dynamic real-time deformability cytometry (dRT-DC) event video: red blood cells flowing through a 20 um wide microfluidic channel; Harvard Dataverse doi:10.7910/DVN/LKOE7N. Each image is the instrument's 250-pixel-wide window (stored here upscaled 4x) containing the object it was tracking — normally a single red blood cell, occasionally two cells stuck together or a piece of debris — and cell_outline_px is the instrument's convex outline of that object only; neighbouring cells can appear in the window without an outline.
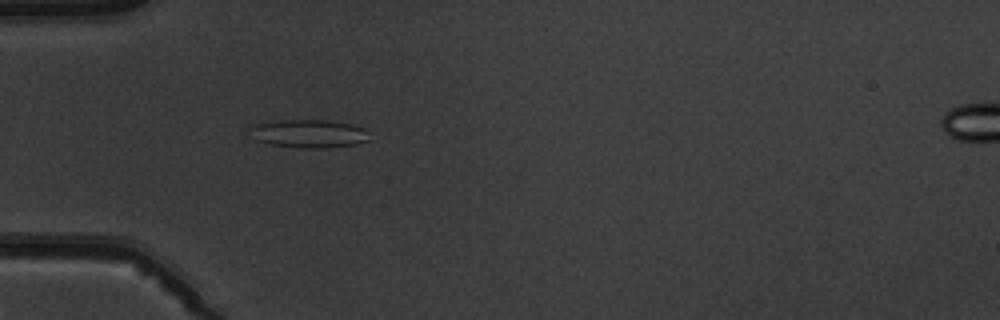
{"species": "common noctule bat (a hibernating species)", "species_latin": "Nyctalus noctula", "temperature_condition": "warm", "stored_images_in_passage": 6, "camera_frame_rate_fps": 3000, "um_per_image_px": 0.085, "animal": {"sex": "male", "body_mass_g": 19.5, "forearm_length_mm": 54.6}, "frame": {"image": 1, "passage_image": 5, "time_ms": 4.667, "image_size_px": [1000, 320], "cell_outline_px": [[368, 140], [356, 144], [328, 148], [300, 148], [272, 144], [256, 140], [248, 124], [280, 120], [328, 120], [352, 124], [364, 128], [368, 132]], "centroid_in_image_um": [26.26, 11.35], "position_along_channel_um": 58.7, "area_um2": 19.71}}